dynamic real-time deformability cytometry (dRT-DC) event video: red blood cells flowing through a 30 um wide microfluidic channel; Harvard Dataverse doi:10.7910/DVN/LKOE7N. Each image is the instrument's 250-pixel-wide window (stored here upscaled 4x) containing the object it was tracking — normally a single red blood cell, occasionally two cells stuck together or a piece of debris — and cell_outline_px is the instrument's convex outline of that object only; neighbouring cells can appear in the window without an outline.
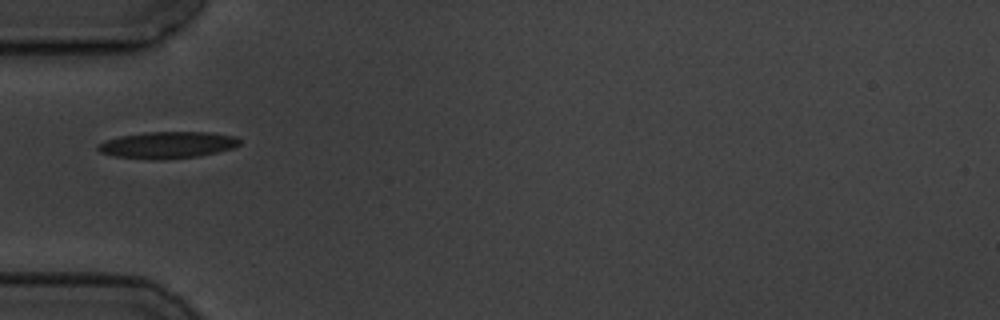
{"species": "common noctule bat (a hibernating species)", "species_latin": "Nyctalus noctula", "temperature_condition": "cold", "stored_images_in_passage": 2, "camera_frame_rate_fps": 3000, "um_per_image_px": 0.085, "animal": {"sex": "male", "body_mass_g": 19.5, "forearm_length_mm": 54.6}, "frame": {"image": 1, "passage_image": 1, "time_ms": 0.0, "image_size_px": [1000, 320], "cell_outline_px": [[240, 144], [232, 148], [200, 156], [164, 160], [152, 160], [112, 156], [100, 152], [96, 148], [100, 144], [108, 140], [120, 136], [144, 132], [208, 132], [236, 136], [240, 140]], "centroid_in_image_um": [14.24, 12.33], "position_along_channel_um": 70.8, "area_um2": 22.14}}
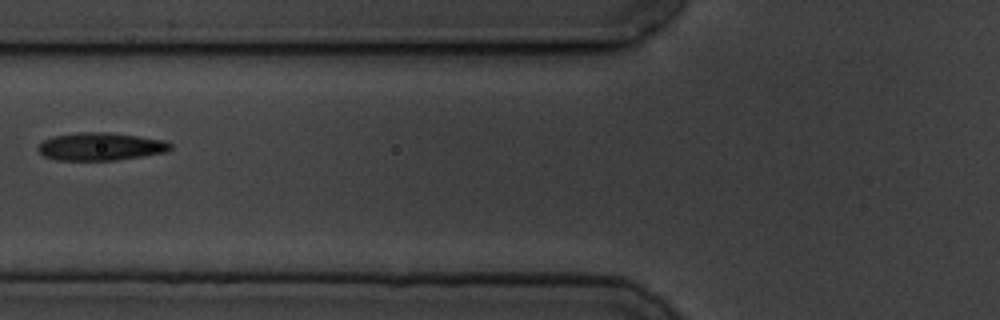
{"frame": {"image": 2, "passage_image": 2, "time_ms": 1.333, "image_size_px": [1000, 320], "cell_outline_px": [[172, 148], [168, 152], [116, 160], [56, 160], [44, 156], [36, 148], [44, 140], [52, 136], [80, 132], [108, 132], [164, 140], [172, 144]], "centroid_in_image_um": [8.55, 12.46], "position_along_channel_um": 117.2, "area_um2": 21.44}}